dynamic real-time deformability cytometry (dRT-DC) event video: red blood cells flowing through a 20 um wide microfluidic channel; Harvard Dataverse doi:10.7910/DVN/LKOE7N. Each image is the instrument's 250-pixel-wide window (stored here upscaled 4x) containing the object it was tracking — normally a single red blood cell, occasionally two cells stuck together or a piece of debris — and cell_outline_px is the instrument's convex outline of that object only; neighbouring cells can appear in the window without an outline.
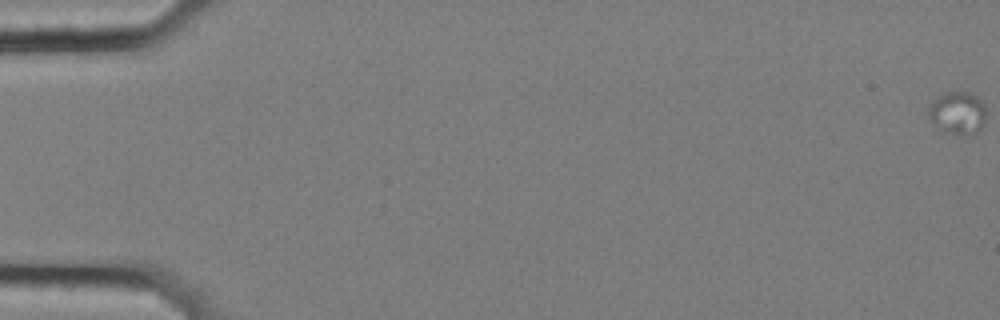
{"species": "common noctule bat (a hibernating species)", "species_latin": "Nyctalus noctula", "temperature_condition": "cold", "stored_images_in_passage": 17, "camera_frame_rate_fps": 3000, "um_per_image_px": 0.085, "animal": {"sex": "female", "body_mass_g": 25.1}, "frame": {"image": 1, "passage_image": 1, "time_ms": 0.0, "image_size_px": [1000, 320], "cell_outline_px": [[984, 120], [980, 128], [972, 136], [960, 136], [940, 132], [928, 116], [928, 108], [940, 96], [948, 92], [968, 92], [976, 96], [984, 104]], "centroid_in_image_um": [81.39, 9.66], "position_along_channel_um": 3.6, "area_um2": 14.33}}